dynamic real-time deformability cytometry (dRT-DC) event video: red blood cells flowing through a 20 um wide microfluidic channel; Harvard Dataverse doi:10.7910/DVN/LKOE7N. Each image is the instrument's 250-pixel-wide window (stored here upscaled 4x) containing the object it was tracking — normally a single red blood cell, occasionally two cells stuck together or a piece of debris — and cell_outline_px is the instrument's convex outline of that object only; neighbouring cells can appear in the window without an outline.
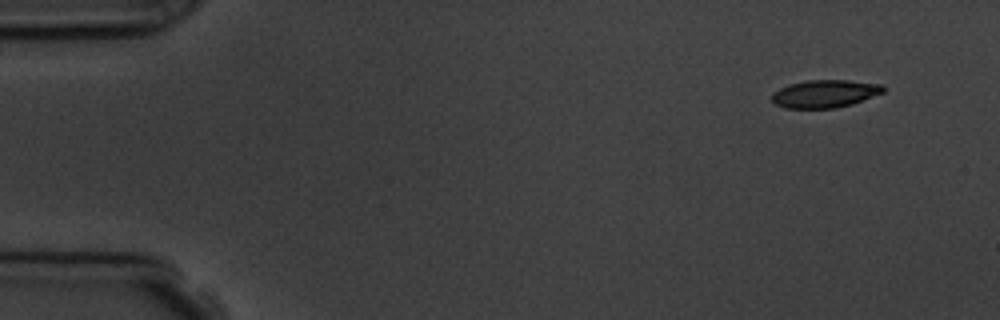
{"species": "common noctule bat (a hibernating species)", "species_latin": "Nyctalus noctula", "temperature_condition": "room temperature", "stored_images_in_passage": 4, "camera_frame_rate_fps": 3000, "um_per_image_px": 0.085, "animal": {"sex": "male", "body_mass_g": 19.5, "forearm_length_mm": 54.6}, "frame": {"image": 1, "passage_image": 1, "time_ms": 0.0, "image_size_px": [1000, 320], "cell_outline_px": [[884, 92], [852, 104], [836, 108], [784, 108], [776, 104], [772, 100], [772, 92], [788, 84], [808, 80], [848, 80], [884, 84]], "centroid_in_image_um": [70.11, 7.96], "position_along_channel_um": 14.9, "area_um2": 18.09}}
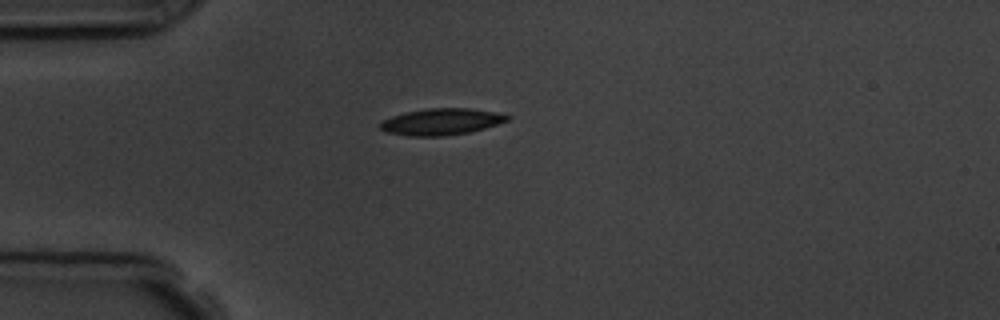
{"frame": {"image": 2, "passage_image": 4, "time_ms": 3.333, "image_size_px": [1000, 320], "cell_outline_px": [[512, 116], [508, 120], [484, 128], [468, 132], [444, 136], [408, 136], [388, 132], [380, 128], [380, 124], [384, 120], [392, 116], [404, 112], [428, 108], [468, 108], [496, 112]], "centroid_in_image_um": [37.52, 10.34], "position_along_channel_um": 47.5, "area_um2": 19.48}}